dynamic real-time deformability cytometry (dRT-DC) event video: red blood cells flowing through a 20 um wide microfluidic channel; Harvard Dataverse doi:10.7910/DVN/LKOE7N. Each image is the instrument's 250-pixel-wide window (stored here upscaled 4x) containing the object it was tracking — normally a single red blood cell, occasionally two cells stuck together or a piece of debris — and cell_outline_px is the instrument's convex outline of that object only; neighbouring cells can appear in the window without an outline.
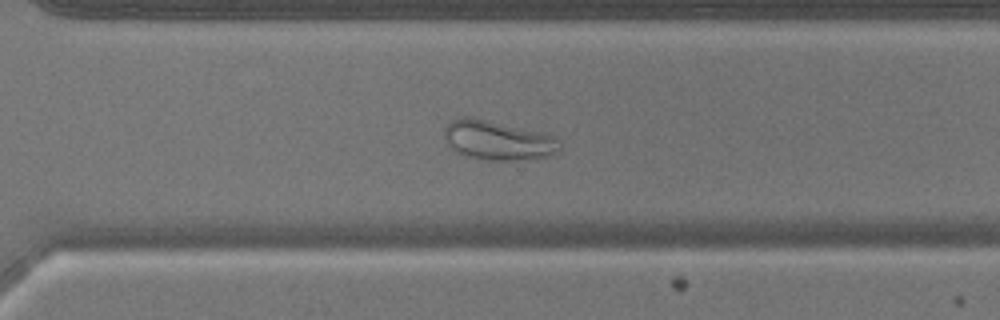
{"species": "common noctule bat (a hibernating species)", "species_latin": "Nyctalus noctula", "temperature_condition": "warm", "stored_images_in_passage": 41, "camera_frame_rate_fps": 3000, "um_per_image_px": 0.085, "animal": {"sex": "male", "body_mass_g": 17.9}, "frame": {"image": 1, "passage_image": 27, "time_ms": 8.667, "image_size_px": [1000, 320], "cell_outline_px": [[560, 148], [552, 156], [516, 160], [484, 160], [464, 156], [456, 152], [444, 140], [444, 128], [448, 120], [456, 116], [472, 116], [540, 132], [552, 136], [560, 144]], "centroid_in_image_um": [42.22, 11.91], "position_along_channel_um": 328.4, "area_um2": 26.82}}
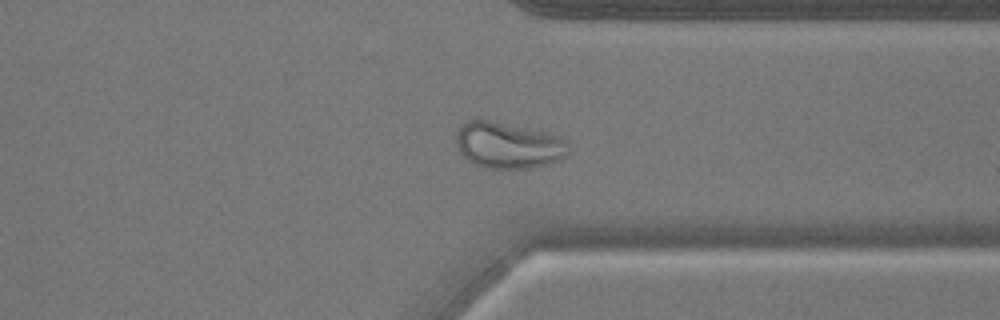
{"frame": {"image": 2, "passage_image": 30, "time_ms": 9.667, "image_size_px": [1000, 320], "cell_outline_px": [[568, 152], [560, 160], [528, 168], [488, 168], [476, 164], [468, 160], [460, 152], [456, 144], [456, 132], [464, 120], [476, 116], [544, 132], [560, 136], [568, 140]], "centroid_in_image_um": [43.15, 12.3], "position_along_channel_um": 368.3, "area_um2": 30.63}}
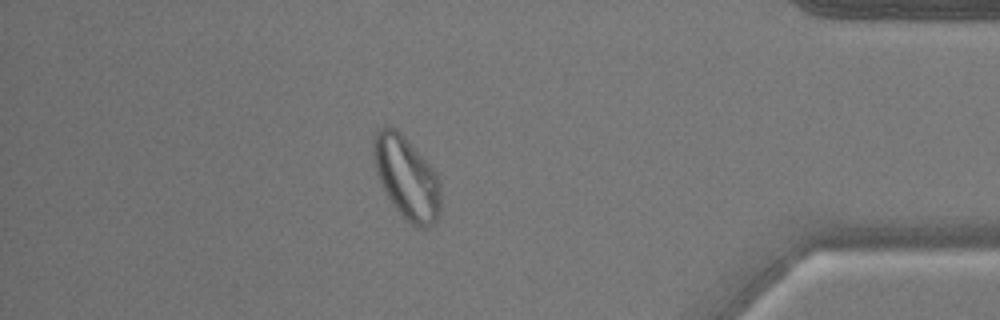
{"frame": {"image": 3, "passage_image": 35, "time_ms": 11.333, "image_size_px": [1000, 320], "cell_outline_px": [[440, 216], [432, 224], [424, 228], [416, 228], [392, 204], [376, 172], [372, 156], [372, 136], [384, 124], [392, 124], [400, 132], [436, 172], [440, 180]], "centroid_in_image_um": [34.54, 15.05], "position_along_channel_um": 400.7, "area_um2": 32.43}}